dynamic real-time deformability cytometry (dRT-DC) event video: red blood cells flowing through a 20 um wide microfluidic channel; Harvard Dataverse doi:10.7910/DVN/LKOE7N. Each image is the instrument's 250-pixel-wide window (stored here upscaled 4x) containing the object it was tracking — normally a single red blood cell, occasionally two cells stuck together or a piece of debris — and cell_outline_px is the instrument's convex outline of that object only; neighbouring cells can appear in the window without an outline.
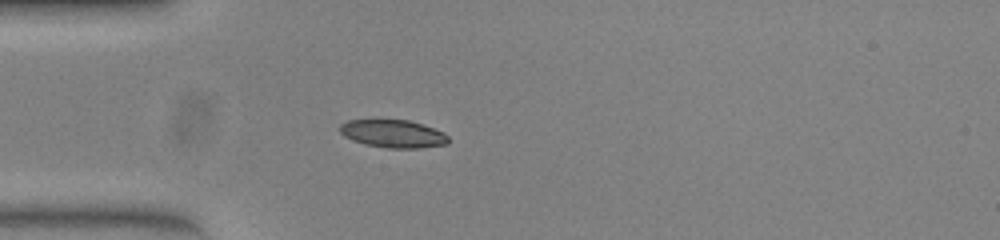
{"species": "common noctule bat (a hibernating species)", "species_latin": "Nyctalus noctula", "temperature_condition": "warm", "stored_images_in_passage": 39, "camera_frame_rate_fps": 3000, "um_per_image_px": 0.085, "animal": {"sex": "female", "body_mass_g": 23.0, "forearm_length_mm": 53.4}, "frame": {"image": 1, "passage_image": 1, "time_ms": 0.0, "image_size_px": [1000, 240], "cell_outline_px": [[448, 144], [420, 148], [388, 148], [364, 144], [352, 140], [344, 136], [340, 132], [340, 124], [348, 120], [408, 120], [424, 124], [444, 132], [448, 136]], "centroid_in_image_um": [33.43, 11.37], "position_along_channel_um": 51.6, "area_um2": 17.69}}
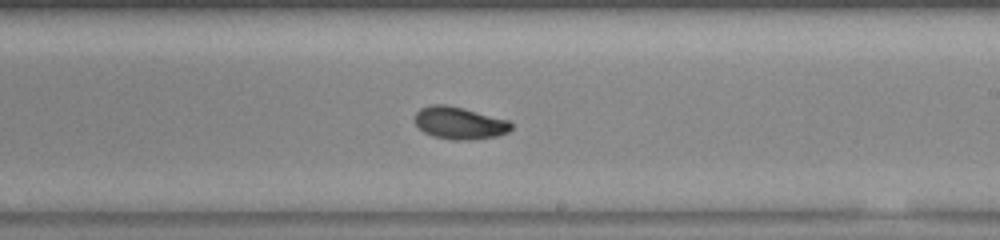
{"frame": {"image": 2, "passage_image": 17, "time_ms": 5.333, "image_size_px": [1000, 240], "cell_outline_px": [[512, 128], [508, 132], [496, 136], [468, 140], [456, 140], [432, 136], [424, 132], [416, 124], [416, 112], [420, 108], [432, 104], [444, 104], [464, 108], [508, 120], [512, 124]], "centroid_in_image_um": [39.05, 10.45], "position_along_channel_um": 249.9, "area_um2": 18.03}}
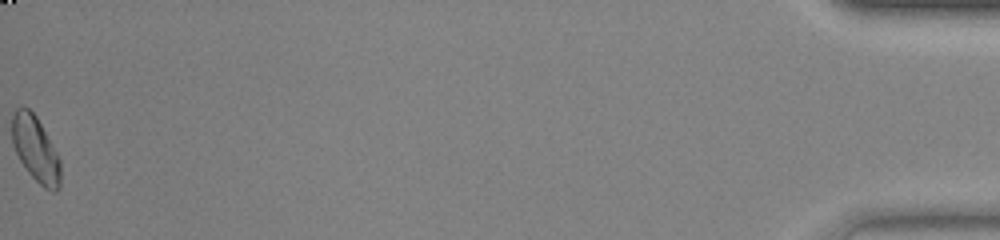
{"frame": {"image": 3, "passage_image": 39, "time_ms": 12.667, "image_size_px": [1000, 240], "cell_outline_px": [[60, 188], [56, 192], [52, 192], [44, 188], [28, 172], [20, 160], [12, 144], [12, 116], [16, 108], [28, 108], [36, 116], [56, 152], [60, 160]], "centroid_in_image_um": [3.02, 12.71], "position_along_channel_um": 432.2, "area_um2": 18.26}, "authors_computed_cell_mechanics": {"area_um2": 17.7446, "velocity_mm_per_s": 3.8997, "shape_relaxation_time_tau1_ms": null, "shape_relaxation_time_tau2_ms": 2.7948, "deformation_change_tau1": null, "deformation_change_tau2": 0.0556}}